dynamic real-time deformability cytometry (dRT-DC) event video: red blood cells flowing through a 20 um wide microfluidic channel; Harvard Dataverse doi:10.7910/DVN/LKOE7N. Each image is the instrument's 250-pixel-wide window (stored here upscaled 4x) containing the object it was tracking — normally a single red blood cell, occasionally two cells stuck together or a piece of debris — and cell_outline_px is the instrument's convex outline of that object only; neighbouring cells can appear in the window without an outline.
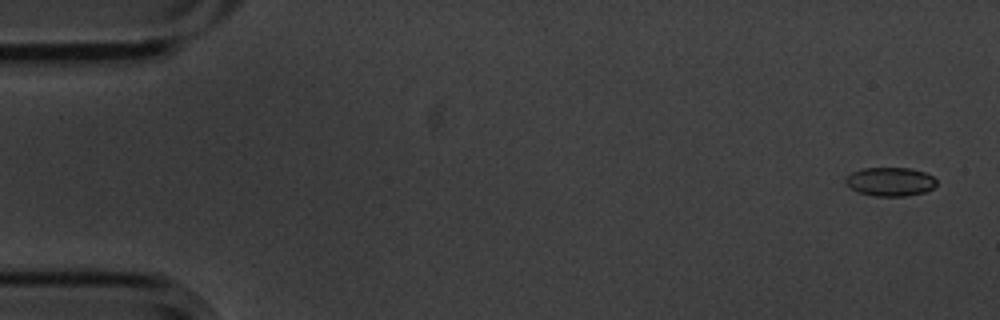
{"species": "common noctule bat (a hibernating species)", "species_latin": "Nyctalus noctula", "temperature_condition": "cold", "stored_images_in_passage": 4, "camera_frame_rate_fps": 3000, "um_per_image_px": 0.085, "animal": {"sex": "male", "body_mass_g": 20.1, "forearm_length_mm": 53.5}, "frame": {"image": 1, "passage_image": 1, "time_ms": 0.0, "image_size_px": [1000, 320], "cell_outline_px": [[936, 184], [932, 188], [924, 192], [904, 196], [876, 196], [860, 192], [852, 188], [844, 180], [852, 172], [864, 168], [912, 168], [924, 172], [932, 176], [936, 180]], "centroid_in_image_um": [75.69, 15.43], "position_along_channel_um": 9.3, "area_um2": 14.97}}
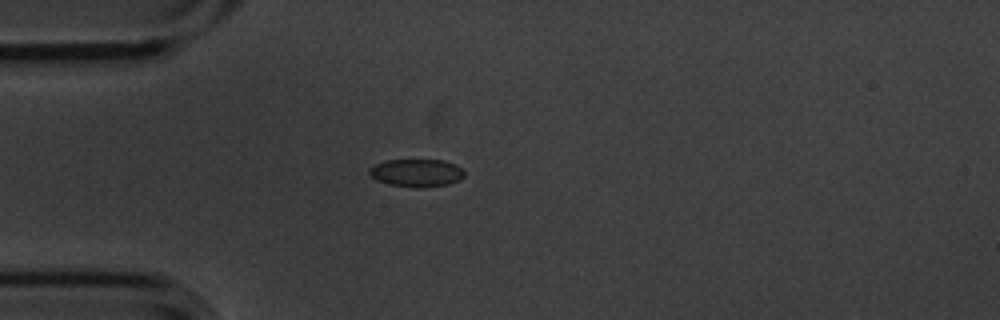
{"frame": {"image": 2, "passage_image": 4, "time_ms": 1.0, "image_size_px": [1000, 320], "cell_outline_px": [[464, 176], [460, 180], [448, 184], [416, 188], [392, 184], [376, 180], [368, 172], [368, 168], [372, 164], [384, 160], [444, 160], [456, 164], [464, 172]], "centroid_in_image_um": [35.38, 14.68], "position_along_channel_um": 49.6, "area_um2": 15.43}}